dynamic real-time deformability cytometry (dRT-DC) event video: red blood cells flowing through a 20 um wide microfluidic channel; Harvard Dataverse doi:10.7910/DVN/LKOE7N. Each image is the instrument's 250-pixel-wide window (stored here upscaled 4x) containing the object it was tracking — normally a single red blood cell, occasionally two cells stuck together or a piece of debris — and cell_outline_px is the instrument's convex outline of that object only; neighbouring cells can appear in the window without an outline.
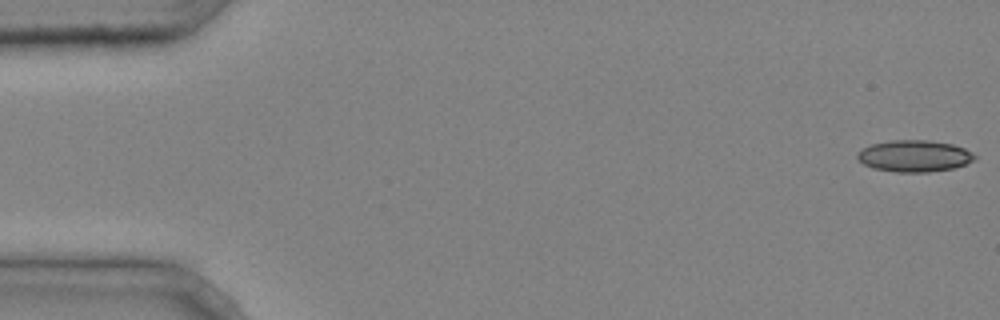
{"species": "common noctule bat (a hibernating species)", "species_latin": "Nyctalus noctula", "temperature_condition": "cold", "stored_images_in_passage": 6, "camera_frame_rate_fps": 3000, "um_per_image_px": 0.085, "animal": {"sex": "male", "body_mass_g": 20.4}, "frame": {"image": 1, "passage_image": 1, "time_ms": 0.0, "image_size_px": [1000, 320], "cell_outline_px": [[976, 160], [952, 168], [928, 172], [896, 172], [872, 168], [864, 164], [856, 156], [864, 148], [872, 144], [892, 140], [928, 140], [952, 144], [964, 148], [972, 152], [976, 156]], "centroid_in_image_um": [77.74, 13.26], "position_along_channel_um": 7.3, "area_um2": 21.44}}